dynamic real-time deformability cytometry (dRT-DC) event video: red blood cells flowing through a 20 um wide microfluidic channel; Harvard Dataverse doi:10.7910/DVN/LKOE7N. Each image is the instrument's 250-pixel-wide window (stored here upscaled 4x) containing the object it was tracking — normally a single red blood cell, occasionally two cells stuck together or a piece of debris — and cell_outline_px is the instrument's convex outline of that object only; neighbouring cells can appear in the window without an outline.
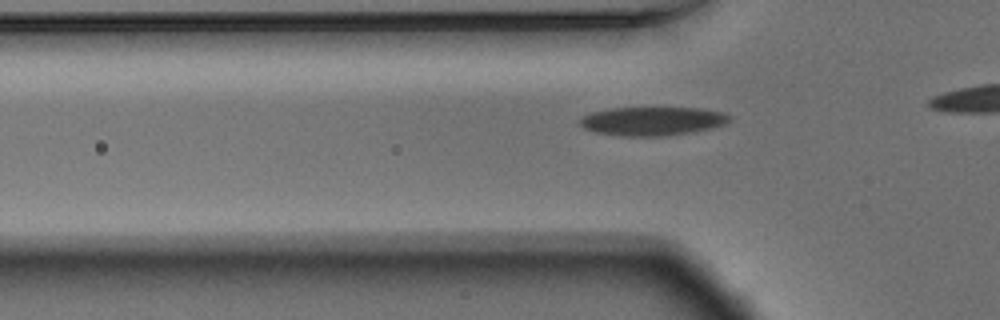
{"species": "Egyptian fruit bat (a non-hibernating species)", "species_latin": "Rousettus aegyptiacus", "temperature_condition": "warm", "stored_images_in_passage": 10, "camera_frame_rate_fps": 3000, "um_per_image_px": 0.085, "animal": {"sex": "male"}, "frame": {"image": 1, "passage_image": 4, "time_ms": 1.0, "image_size_px": [1000, 320], "cell_outline_px": [[732, 120], [724, 124], [712, 128], [692, 132], [664, 136], [624, 136], [592, 132], [584, 128], [580, 124], [580, 116], [592, 112], [608, 108], [700, 108], [724, 112], [732, 116]], "centroid_in_image_um": [55.46, 10.29], "position_along_channel_um": 70.3, "area_um2": 25.26}}
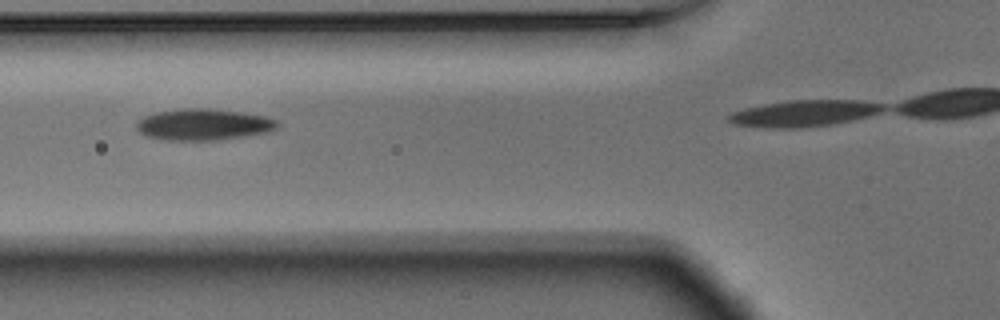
{"frame": {"image": 2, "passage_image": 7, "time_ms": 2.0, "image_size_px": [1000, 320], "cell_outline_px": [[280, 124], [276, 128], [268, 132], [244, 136], [216, 140], [168, 140], [148, 136], [140, 132], [136, 128], [136, 124], [144, 116], [156, 112], [184, 108], [208, 108], [240, 112], [264, 116], [276, 120]], "centroid_in_image_um": [17.3, 10.58], "position_along_channel_um": 108.5, "area_um2": 25.55}}